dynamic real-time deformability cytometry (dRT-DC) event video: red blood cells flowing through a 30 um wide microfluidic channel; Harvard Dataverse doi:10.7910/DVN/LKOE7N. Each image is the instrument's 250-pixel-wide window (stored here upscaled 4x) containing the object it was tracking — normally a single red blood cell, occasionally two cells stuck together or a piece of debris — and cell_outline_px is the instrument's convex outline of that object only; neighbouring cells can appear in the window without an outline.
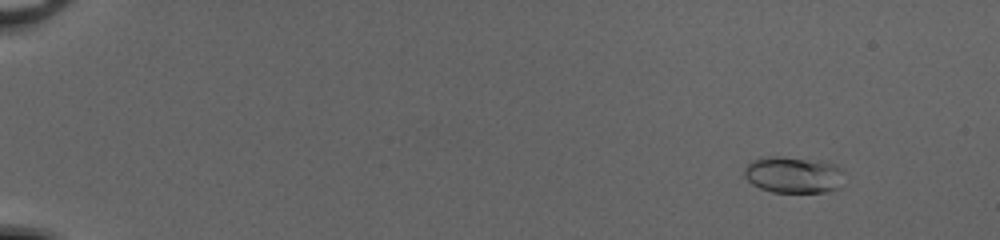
{"species": "common noctule bat (a hibernating species)", "species_latin": "Nyctalus noctula", "temperature_condition": "cold", "stored_images_in_passage": 53, "camera_frame_rate_fps": 3000, "um_per_image_px": 0.085, "animal": {"sex": "female", "body_mass_g": 20.0, "forearm_length_mm": 54.0}, "frame": {"image": 1, "passage_image": 7, "time_ms": 2.0, "image_size_px": [1000, 240], "cell_outline_px": [[840, 168], [836, 188], [824, 192], [772, 192], [760, 188], [752, 184], [744, 176], [744, 168], [752, 160], [768, 156], [776, 156], [820, 160], [832, 164]], "centroid_in_image_um": [67.32, 14.84], "position_along_channel_um": 17.7, "area_um2": 20.75}}
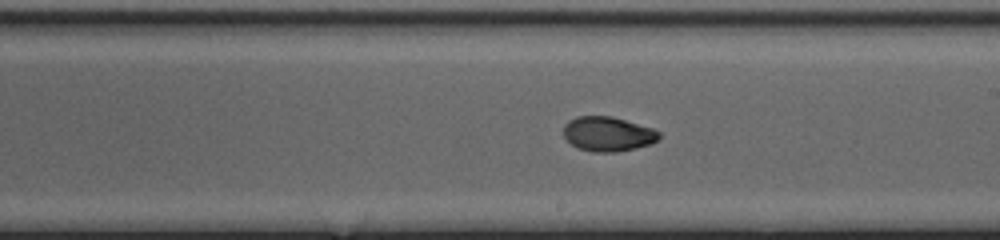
{"frame": {"image": 2, "passage_image": 34, "time_ms": 11.0, "image_size_px": [1000, 240], "cell_outline_px": [[660, 136], [652, 144], [636, 148], [616, 152], [592, 152], [576, 148], [564, 136], [564, 124], [568, 120], [576, 116], [612, 116], [652, 128], [660, 132]], "centroid_in_image_um": [51.65, 11.39], "position_along_channel_um": 237.3, "area_um2": 19.36}}
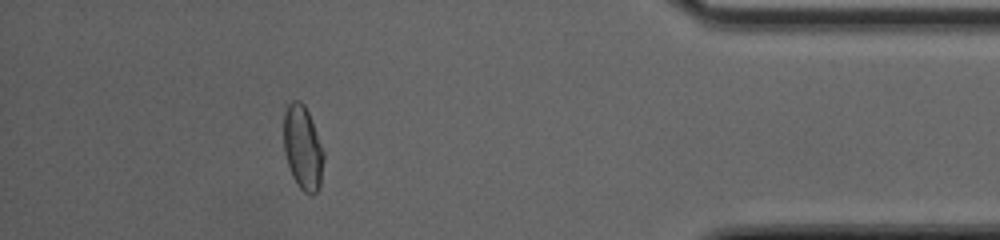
{"frame": {"image": 3, "passage_image": 49, "time_ms": 16.0, "image_size_px": [1000, 240], "cell_outline_px": [[324, 160], [320, 184], [316, 192], [312, 196], [304, 192], [300, 188], [292, 176], [284, 152], [284, 112], [288, 104], [292, 100], [300, 100], [304, 104], [308, 112], [324, 152]], "centroid_in_image_um": [25.73, 12.56], "position_along_channel_um": 409.5, "area_um2": 19.54}, "authors_computed_cell_mechanics": {"area_um2": 19.5364, "velocity_mm_per_s": 4.1586, "shape_relaxation_time_tau1_ms": 4.3614, "shape_relaxation_time_tau2_ms": 1.7724, "deformation_change_tau1": 0.175, "deformation_change_tau2": 0.0362}}